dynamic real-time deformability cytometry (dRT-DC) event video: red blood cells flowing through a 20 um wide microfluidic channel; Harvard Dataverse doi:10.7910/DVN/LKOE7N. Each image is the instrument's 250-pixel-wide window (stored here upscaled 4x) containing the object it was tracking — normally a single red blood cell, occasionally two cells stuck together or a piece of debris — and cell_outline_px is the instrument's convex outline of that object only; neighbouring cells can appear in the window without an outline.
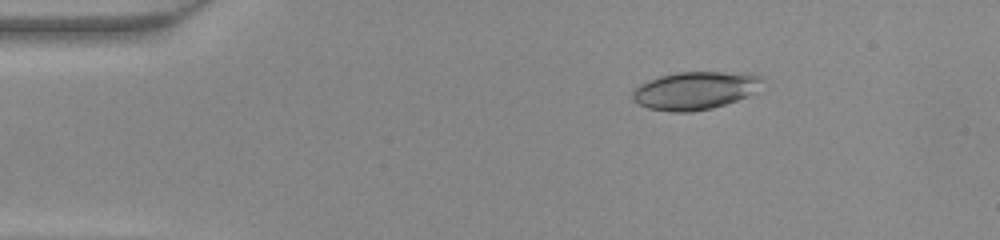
{"species": "common noctule bat (a hibernating species)", "species_latin": "Nyctalus noctula", "temperature_condition": "warm", "stored_images_in_passage": 41, "camera_frame_rate_fps": 3000, "um_per_image_px": 0.085, "animal": {"sex": "female", "body_mass_g": 22.0, "forearm_length_mm": 56.7}, "frame": {"image": 1, "passage_image": 1, "time_ms": 0.0, "image_size_px": [1000, 240], "cell_outline_px": [[764, 80], [752, 92], [736, 100], [712, 108], [692, 112], [672, 112], [648, 108], [632, 100], [632, 92], [640, 84], [648, 80], [660, 76], [676, 72], [720, 72], [760, 76]], "centroid_in_image_um": [58.99, 7.7], "position_along_channel_um": 26.0, "area_um2": 28.09}}